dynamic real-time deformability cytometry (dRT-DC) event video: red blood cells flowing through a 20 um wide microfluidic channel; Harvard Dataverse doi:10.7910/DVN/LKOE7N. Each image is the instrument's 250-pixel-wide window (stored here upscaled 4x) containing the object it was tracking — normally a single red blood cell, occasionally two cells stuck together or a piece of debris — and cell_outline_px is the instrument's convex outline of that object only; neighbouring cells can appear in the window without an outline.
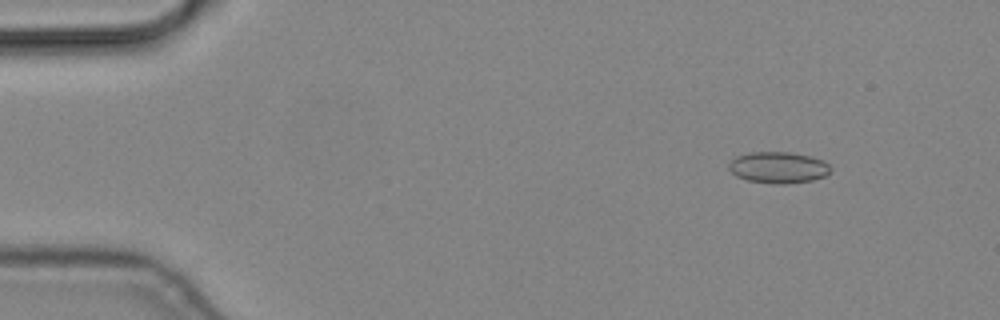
{"species": "common noctule bat (a hibernating species)", "species_latin": "Nyctalus noctula", "temperature_condition": "cold", "stored_images_in_passage": 5, "camera_frame_rate_fps": 3000, "um_per_image_px": 0.085, "animal": {"sex": "male", "body_mass_g": 19.2, "forearm_length_mm": 51.8}, "frame": {"image": 1, "passage_image": 2, "time_ms": 0.333, "image_size_px": [1000, 320], "cell_outline_px": [[832, 168], [824, 176], [812, 180], [784, 184], [776, 184], [748, 180], [736, 176], [728, 168], [728, 164], [736, 156], [752, 152], [788, 152], [808, 156], [824, 160]], "centroid_in_image_um": [66.14, 14.23], "position_along_channel_um": 18.9, "area_um2": 18.44}}